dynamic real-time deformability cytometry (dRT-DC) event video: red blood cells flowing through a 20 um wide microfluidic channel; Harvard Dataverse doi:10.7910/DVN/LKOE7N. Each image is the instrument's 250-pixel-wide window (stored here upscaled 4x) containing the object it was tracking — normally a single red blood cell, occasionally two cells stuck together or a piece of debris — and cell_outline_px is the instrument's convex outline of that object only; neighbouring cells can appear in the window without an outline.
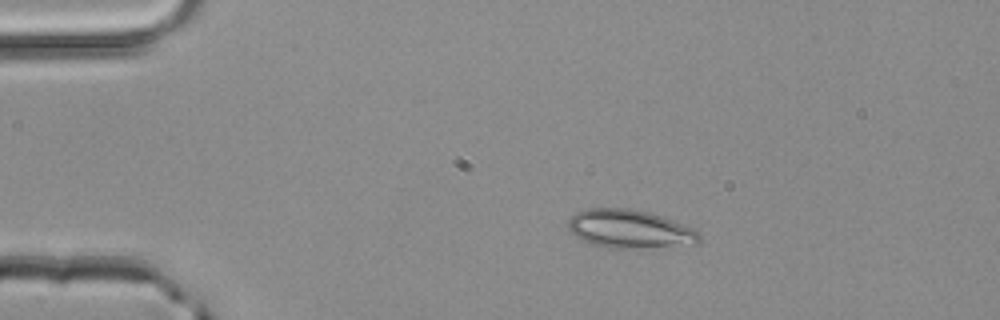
{"species": "common noctule bat (a hibernating species)", "species_latin": "Nyctalus noctula", "temperature_condition": "room temperature", "stored_images_in_passage": 2, "camera_frame_rate_fps": 3000, "um_per_image_px": 0.085, "animal": {"sex": "male", "body_mass_g": 20.4}, "frame": {"image": 1, "passage_image": 1, "time_ms": 0.0, "image_size_px": [1000, 320], "cell_outline_px": [[700, 244], [632, 248], [612, 248], [580, 240], [568, 228], [568, 220], [576, 212], [588, 208], [632, 208], [664, 216], [684, 224], [692, 228], [700, 236]], "centroid_in_image_um": [53.54, 19.45], "position_along_channel_um": 31.5, "area_um2": 29.3}}